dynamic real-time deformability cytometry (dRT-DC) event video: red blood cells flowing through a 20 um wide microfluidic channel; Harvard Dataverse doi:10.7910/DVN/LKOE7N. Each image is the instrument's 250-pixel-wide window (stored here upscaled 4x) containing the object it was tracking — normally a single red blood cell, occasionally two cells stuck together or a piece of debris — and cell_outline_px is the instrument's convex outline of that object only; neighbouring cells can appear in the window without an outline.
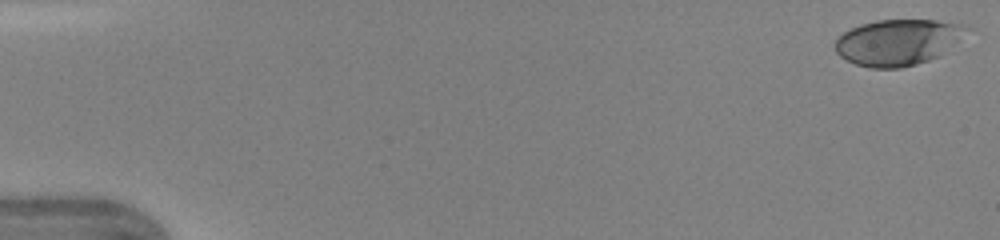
{"species": "human", "species_latin": "Homo sapiens", "temperature_condition": "warm", "stored_images_in_passage": 46, "camera_frame_rate_fps": 3000, "um_per_image_px": 0.085, "donor": {"sex": "female"}, "frame": {"image": 1, "passage_image": 1, "time_ms": 0.0, "image_size_px": [1000, 240], "cell_outline_px": [[972, 28], [940, 56], [916, 64], [900, 68], [868, 68], [856, 64], [840, 56], [836, 52], [832, 44], [844, 32], [860, 24], [876, 20], [936, 20], [960, 24]], "centroid_in_image_um": [76.3, 3.59], "position_along_channel_um": 8.7, "area_um2": 35.26}}
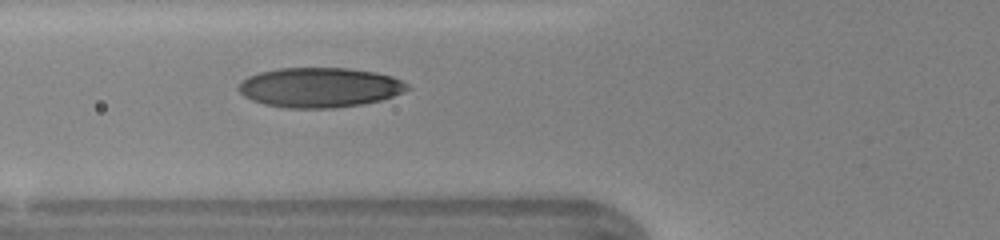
{"frame": {"image": 2, "passage_image": 18, "time_ms": 5.667, "image_size_px": [1000, 240], "cell_outline_px": [[412, 88], [404, 92], [380, 100], [360, 104], [332, 108], [288, 108], [264, 104], [252, 100], [244, 96], [240, 92], [240, 84], [248, 76], [260, 72], [280, 68], [348, 68], [376, 72], [392, 76], [408, 84]], "centroid_in_image_um": [27.2, 7.43], "position_along_channel_um": 98.6, "area_um2": 38.96}}
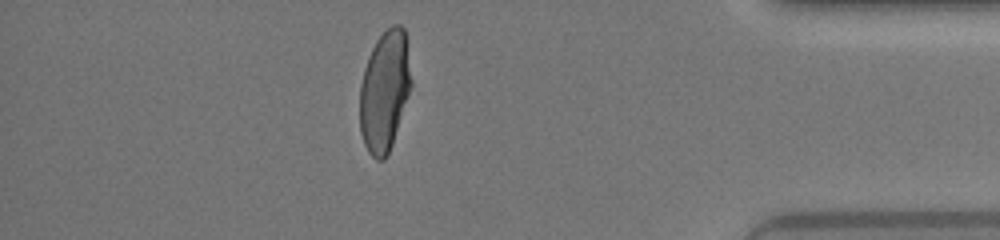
{"frame": {"image": 3, "passage_image": 41, "time_ms": 13.333, "image_size_px": [1000, 240], "cell_outline_px": [[412, 84], [392, 144], [384, 160], [376, 160], [368, 152], [364, 144], [360, 132], [360, 84], [364, 68], [368, 56], [376, 40], [392, 24], [400, 24], [404, 28], [412, 80]], "centroid_in_image_um": [32.68, 7.73], "position_along_channel_um": 402.5, "area_um2": 36.07}, "authors_computed_cell_mechanics": {"area_um2": 36.9631, "velocity_mm_per_s": 4.379, "shape_relaxation_time_tau1_ms": 3.297, "shape_relaxation_time_tau2_ms": 0.7006, "deformation_change_tau1": 0.1793, "deformation_change_tau2": 0.0664}}